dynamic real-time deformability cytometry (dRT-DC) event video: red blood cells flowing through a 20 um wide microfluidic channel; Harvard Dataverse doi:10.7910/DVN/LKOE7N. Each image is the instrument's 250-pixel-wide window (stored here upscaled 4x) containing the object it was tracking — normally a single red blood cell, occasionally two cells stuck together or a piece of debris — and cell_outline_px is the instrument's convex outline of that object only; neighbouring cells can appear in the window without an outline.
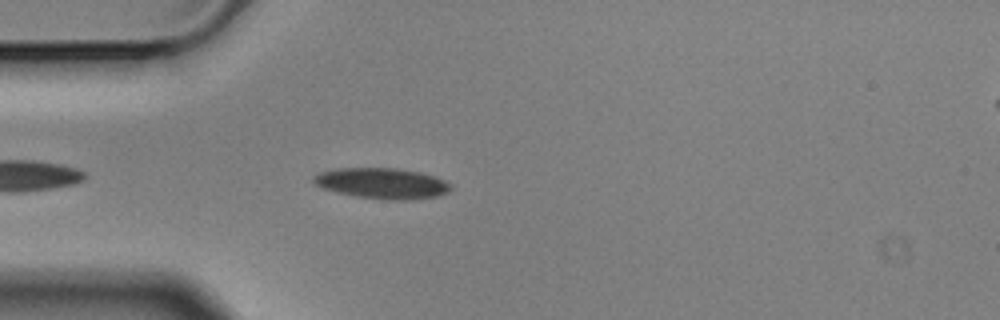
{"species": "Egyptian fruit bat (a non-hibernating species)", "species_latin": "Rousettus aegyptiacus", "temperature_condition": "cold", "stored_images_in_passage": 1, "camera_frame_rate_fps": 3000, "um_per_image_px": 0.085, "animal": {"sex": "male"}, "frame": {"image": 1, "passage_image": 1, "time_ms": 0.0, "image_size_px": [1000, 320], "cell_outline_px": [[452, 188], [448, 192], [436, 196], [404, 200], [400, 200], [360, 196], [340, 192], [324, 188], [316, 184], [312, 180], [312, 176], [320, 172], [336, 168], [396, 168], [420, 172], [444, 180], [452, 184]], "centroid_in_image_um": [32.49, 15.56], "position_along_channel_um": 52.5, "area_um2": 24.04}}